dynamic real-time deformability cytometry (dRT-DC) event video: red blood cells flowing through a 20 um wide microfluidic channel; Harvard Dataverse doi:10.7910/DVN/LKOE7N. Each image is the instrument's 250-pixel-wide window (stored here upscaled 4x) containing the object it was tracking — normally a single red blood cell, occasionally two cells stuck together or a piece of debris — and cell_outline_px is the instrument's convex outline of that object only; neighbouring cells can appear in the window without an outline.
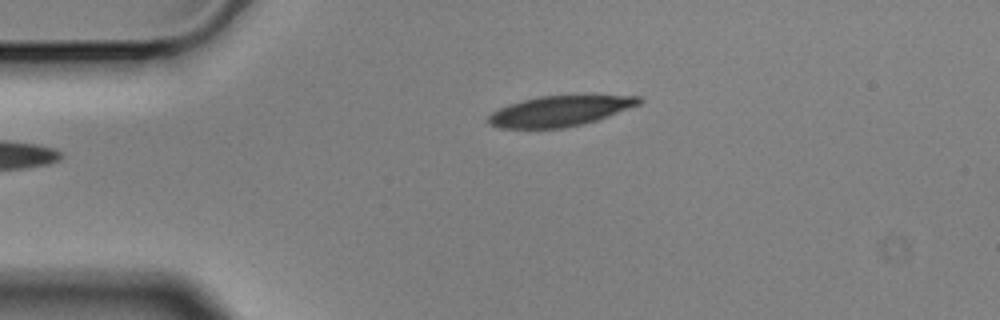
{"species": "Egyptian fruit bat (a non-hibernating species)", "species_latin": "Rousettus aegyptiacus", "temperature_condition": "cold", "stored_images_in_passage": 5, "camera_frame_rate_fps": 3000, "um_per_image_px": 0.085, "animal": {"sex": "male"}, "frame": {"image": 1, "passage_image": 5, "time_ms": 1.333, "image_size_px": [1000, 320], "cell_outline_px": [[644, 100], [640, 104], [608, 116], [596, 120], [564, 128], [500, 128], [488, 124], [488, 116], [492, 112], [508, 104], [540, 96], [592, 92], [640, 96]], "centroid_in_image_um": [47.7, 9.37], "position_along_channel_um": 37.3, "area_um2": 27.74}}